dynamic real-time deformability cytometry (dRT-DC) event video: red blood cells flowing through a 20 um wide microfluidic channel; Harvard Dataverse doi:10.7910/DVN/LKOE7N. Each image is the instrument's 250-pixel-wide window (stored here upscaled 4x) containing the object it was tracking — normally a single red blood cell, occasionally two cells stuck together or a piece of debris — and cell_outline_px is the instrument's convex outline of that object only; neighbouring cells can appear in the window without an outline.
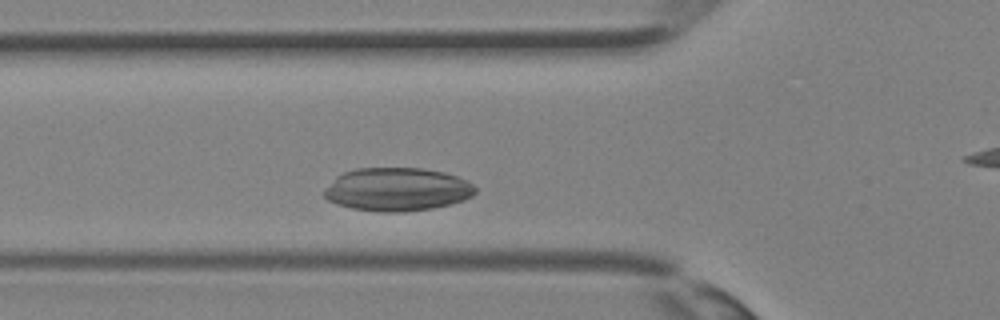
{"species": "Egyptian fruit bat (a non-hibernating species)", "species_latin": "Rousettus aegyptiacus", "temperature_condition": "room temperature", "stored_images_in_passage": 25, "camera_frame_rate_fps": 3000, "um_per_image_px": 0.085, "animal": {"sex": "female"}, "frame": {"image": 1, "passage_image": 7, "time_ms": 2.0, "image_size_px": [1000, 320], "cell_outline_px": [[476, 192], [472, 196], [464, 200], [432, 208], [400, 212], [380, 212], [352, 208], [336, 204], [328, 200], [324, 196], [324, 192], [336, 176], [344, 172], [356, 168], [420, 168], [444, 172], [468, 180], [476, 188]], "centroid_in_image_um": [33.77, 16.09], "position_along_channel_um": 92.0, "area_um2": 38.03}}
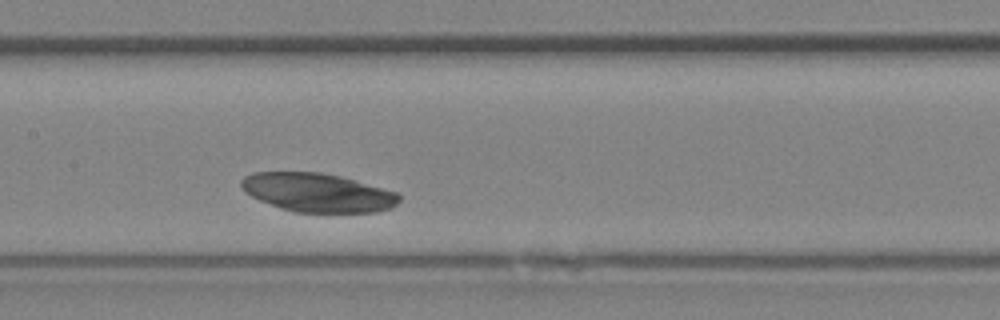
{"frame": {"image": 2, "passage_image": 12, "time_ms": 3.667, "image_size_px": [1000, 320], "cell_outline_px": [[400, 200], [392, 208], [380, 212], [292, 212], [280, 208], [260, 200], [244, 192], [240, 184], [240, 180], [244, 176], [252, 172], [320, 172], [340, 176], [356, 180], [400, 192]], "centroid_in_image_um": [27.03, 16.36], "position_along_channel_um": 180.4, "area_um2": 36.01}}
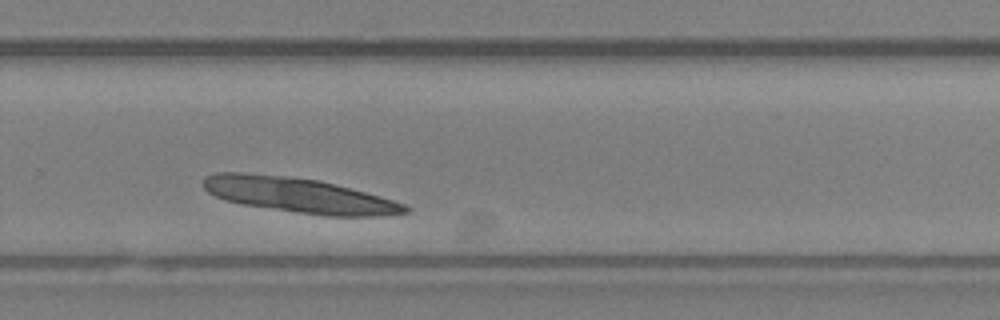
{"frame": {"image": 3, "passage_image": 19, "time_ms": 6.0, "image_size_px": [1000, 320], "cell_outline_px": [[412, 208], [408, 212], [384, 216], [324, 216], [240, 204], [224, 200], [208, 192], [204, 188], [204, 176], [216, 172], [244, 172], [284, 176], [320, 180], [380, 196], [404, 204]], "centroid_in_image_um": [25.4, 16.6], "position_along_channel_um": 304.4, "area_um2": 41.21}}